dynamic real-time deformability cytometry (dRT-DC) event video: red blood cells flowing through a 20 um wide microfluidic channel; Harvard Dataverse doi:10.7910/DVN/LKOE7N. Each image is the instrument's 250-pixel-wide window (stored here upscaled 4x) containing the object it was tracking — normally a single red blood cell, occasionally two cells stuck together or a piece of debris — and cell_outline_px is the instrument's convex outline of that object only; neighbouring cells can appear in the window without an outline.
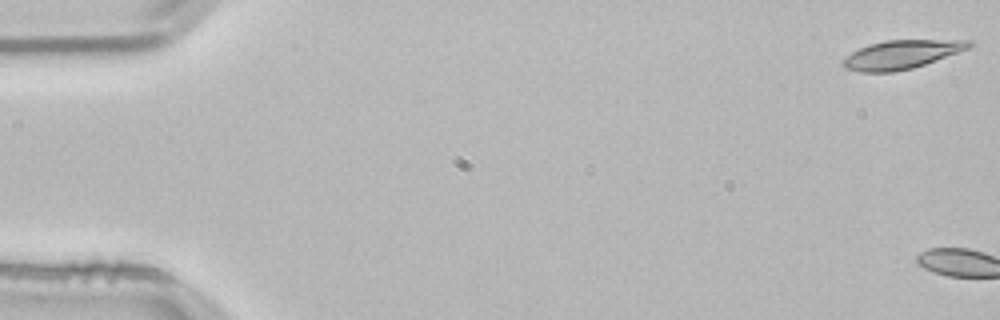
{"species": "common noctule bat (a hibernating species)", "species_latin": "Nyctalus noctula", "temperature_condition": "room temperature", "stored_images_in_passage": 4, "camera_frame_rate_fps": 3000, "um_per_image_px": 0.085, "animal": {"sex": "male", "body_mass_g": 21.5, "forearm_length_mm": 52.0}, "frame": {"image": 1, "passage_image": 1, "time_ms": 0.0, "image_size_px": [1000, 320], "cell_outline_px": [[972, 44], [968, 48], [924, 64], [912, 68], [892, 72], [860, 72], [844, 68], [840, 64], [840, 60], [852, 52], [868, 44], [884, 40], [972, 40]], "centroid_in_image_um": [76.53, 4.63], "position_along_channel_um": 8.5, "area_um2": 20.92}}